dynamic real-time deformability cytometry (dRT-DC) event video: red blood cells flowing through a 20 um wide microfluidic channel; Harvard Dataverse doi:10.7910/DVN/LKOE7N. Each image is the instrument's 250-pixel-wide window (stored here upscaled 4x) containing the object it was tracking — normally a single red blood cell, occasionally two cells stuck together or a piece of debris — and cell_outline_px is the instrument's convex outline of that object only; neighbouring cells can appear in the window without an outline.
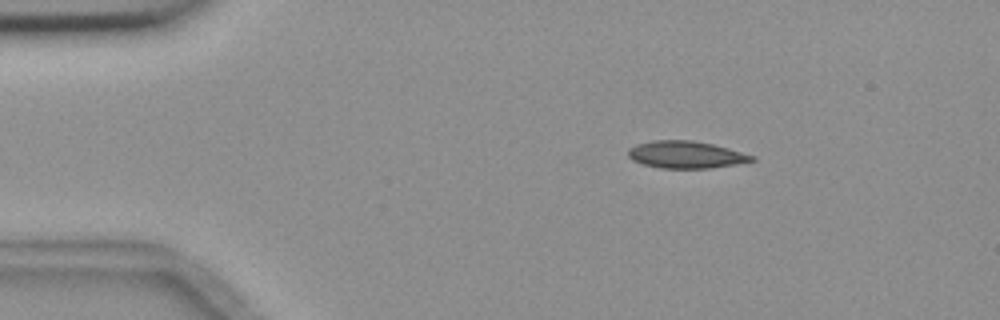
{"species": "common noctule bat (a hibernating species)", "species_latin": "Nyctalus noctula", "temperature_condition": "room temperature", "stored_images_in_passage": 4, "camera_frame_rate_fps": 3000, "um_per_image_px": 0.085, "animal": {"sex": "female", "body_mass_g": 18.4}, "frame": {"image": 1, "passage_image": 1, "time_ms": 0.0, "image_size_px": [1000, 320], "cell_outline_px": [[756, 160], [736, 164], [708, 168], [660, 168], [644, 164], [632, 160], [628, 156], [628, 148], [636, 144], [652, 140], [692, 140], [712, 144], [728, 148], [756, 156]], "centroid_in_image_um": [58.29, 13.14], "position_along_channel_um": 26.7, "area_um2": 19.59}}